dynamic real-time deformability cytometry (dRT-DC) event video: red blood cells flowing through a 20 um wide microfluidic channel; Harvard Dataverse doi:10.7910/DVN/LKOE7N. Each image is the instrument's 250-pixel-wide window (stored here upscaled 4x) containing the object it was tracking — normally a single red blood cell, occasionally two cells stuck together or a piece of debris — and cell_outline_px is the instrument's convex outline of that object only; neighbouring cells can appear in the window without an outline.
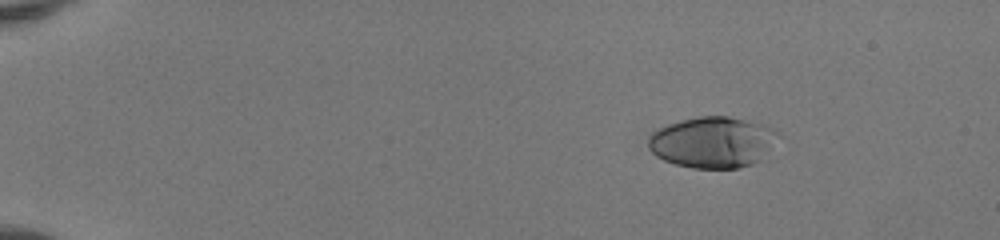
{"species": "human", "species_latin": "Homo sapiens", "temperature_condition": "room temperature", "stored_images_in_passage": 44, "camera_frame_rate_fps": 3000, "um_per_image_px": 0.085, "donor": {"sex": "female"}, "frame": {"image": 1, "passage_image": 1, "time_ms": 0.0, "image_size_px": [1000, 240], "cell_outline_px": [[784, 136], [760, 160], [752, 164], [740, 168], [692, 168], [676, 164], [664, 160], [656, 156], [648, 148], [648, 136], [652, 132], [668, 124], [680, 120], [700, 116], [728, 116], [768, 124], [780, 132]], "centroid_in_image_um": [60.66, 12.07], "position_along_channel_um": 24.3, "area_um2": 39.42}}
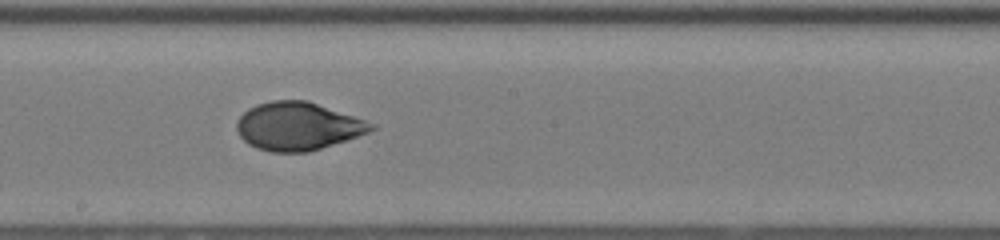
{"frame": {"image": 2, "passage_image": 24, "time_ms": 7.667, "image_size_px": [1000, 240], "cell_outline_px": [[376, 128], [368, 132], [348, 140], [308, 152], [272, 152], [256, 148], [248, 144], [240, 136], [236, 128], [236, 124], [240, 116], [248, 108], [256, 104], [272, 100], [308, 100], [376, 124]], "centroid_in_image_um": [25.31, 10.73], "position_along_channel_um": 222.9, "area_um2": 37.69}}
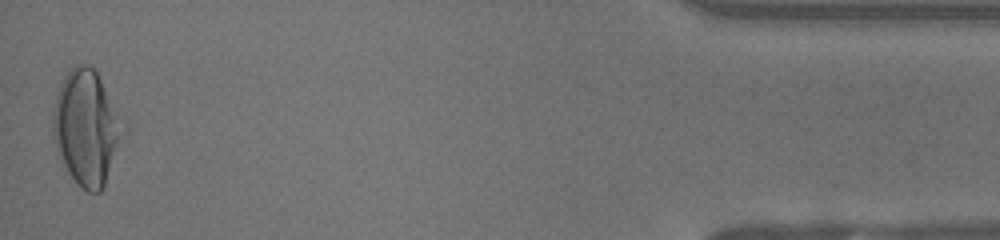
{"frame": {"image": 3, "passage_image": 44, "time_ms": 14.333, "image_size_px": [1000, 240], "cell_outline_px": [[120, 128], [104, 188], [100, 192], [88, 192], [80, 188], [68, 172], [64, 164], [52, 132], [52, 120], [56, 96], [60, 84], [64, 76], [76, 64], [88, 64], [96, 72], [100, 80], [120, 124]], "centroid_in_image_um": [7.23, 10.86], "position_along_channel_um": 428.0, "area_um2": 44.16}, "authors_computed_cell_mechanics": {"area_um2": 37.4544, "velocity_mm_per_s": 4.1448, "shape_relaxation_time_tau1_ms": 5.794, "shape_relaxation_time_tau2_ms": 0.6754, "deformation_change_tau1": 0.235, "deformation_change_tau2": 0.0432}}